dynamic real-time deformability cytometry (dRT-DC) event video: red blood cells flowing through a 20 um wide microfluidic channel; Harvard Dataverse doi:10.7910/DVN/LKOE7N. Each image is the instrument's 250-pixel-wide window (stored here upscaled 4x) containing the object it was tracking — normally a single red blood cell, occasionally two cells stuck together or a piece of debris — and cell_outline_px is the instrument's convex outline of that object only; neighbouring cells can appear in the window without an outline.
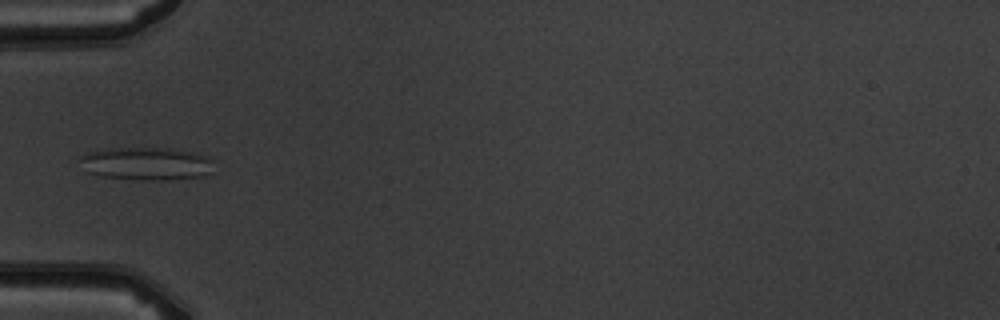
{"species": "common noctule bat (a hibernating species)", "species_latin": "Nyctalus noctula", "temperature_condition": "warm", "stored_images_in_passage": 5, "camera_frame_rate_fps": 3000, "um_per_image_px": 0.085, "animal": {"sex": "male", "body_mass_g": 19.5, "forearm_length_mm": 54.6}, "frame": {"image": 1, "passage_image": 5, "time_ms": 5.667, "image_size_px": [1000, 320], "cell_outline_px": [[212, 172], [204, 176], [164, 180], [140, 180], [96, 176], [88, 172], [80, 160], [80, 156], [92, 152], [108, 148], [168, 148], [196, 152], [212, 160]], "centroid_in_image_um": [12.46, 13.92], "position_along_channel_um": 72.5, "area_um2": 25.72}}